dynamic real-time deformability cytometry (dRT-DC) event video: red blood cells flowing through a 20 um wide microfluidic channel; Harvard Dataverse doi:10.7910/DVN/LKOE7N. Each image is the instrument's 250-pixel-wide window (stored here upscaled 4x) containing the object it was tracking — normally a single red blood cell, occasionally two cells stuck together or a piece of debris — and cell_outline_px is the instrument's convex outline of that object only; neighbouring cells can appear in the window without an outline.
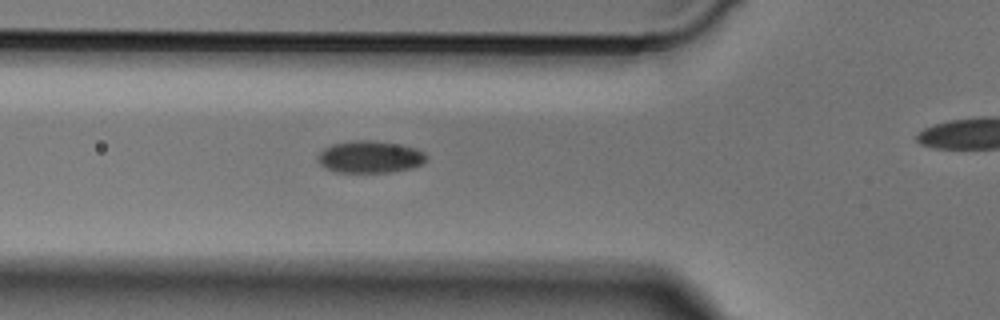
{"species": "Egyptian fruit bat (a non-hibernating species)", "species_latin": "Rousettus aegyptiacus", "temperature_condition": "cold", "stored_images_in_passage": 33, "camera_frame_rate_fps": 3000, "um_per_image_px": 0.085, "animal": {"sex": "male"}, "frame": {"image": 1, "passage_image": 8, "time_ms": 2.333, "image_size_px": [1000, 320], "cell_outline_px": [[428, 156], [420, 164], [412, 168], [392, 172], [336, 172], [320, 164], [316, 160], [316, 156], [324, 148], [332, 144], [352, 140], [372, 140], [400, 144], [416, 148], [424, 152]], "centroid_in_image_um": [31.43, 13.32], "position_along_channel_um": 94.4, "area_um2": 20.4}}
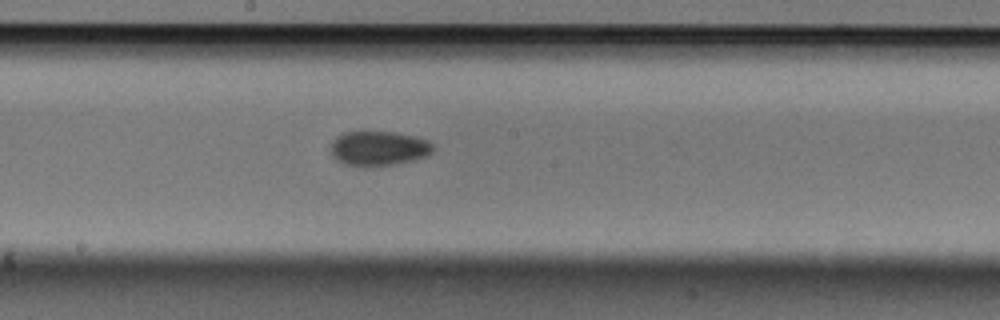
{"frame": {"image": 2, "passage_image": 17, "time_ms": 5.333, "image_size_px": [1000, 320], "cell_outline_px": [[436, 148], [428, 156], [416, 160], [396, 164], [372, 168], [364, 168], [344, 164], [336, 160], [332, 156], [332, 140], [336, 136], [344, 132], [392, 132], [416, 136], [428, 140]], "centroid_in_image_um": [32.21, 12.64], "position_along_channel_um": 216.0, "area_um2": 21.27}}
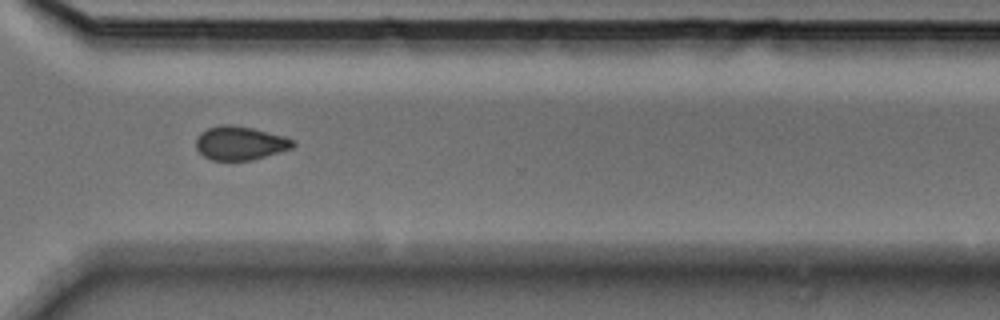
{"frame": {"image": 3, "passage_image": 27, "time_ms": 8.667, "image_size_px": [1000, 320], "cell_outline_px": [[296, 144], [292, 148], [252, 160], [212, 160], [204, 156], [196, 148], [196, 136], [200, 132], [208, 128], [224, 124], [232, 124], [252, 128], [284, 136], [292, 140]], "centroid_in_image_um": [20.38, 12.16], "position_along_channel_um": 350.2, "area_um2": 18.96}}